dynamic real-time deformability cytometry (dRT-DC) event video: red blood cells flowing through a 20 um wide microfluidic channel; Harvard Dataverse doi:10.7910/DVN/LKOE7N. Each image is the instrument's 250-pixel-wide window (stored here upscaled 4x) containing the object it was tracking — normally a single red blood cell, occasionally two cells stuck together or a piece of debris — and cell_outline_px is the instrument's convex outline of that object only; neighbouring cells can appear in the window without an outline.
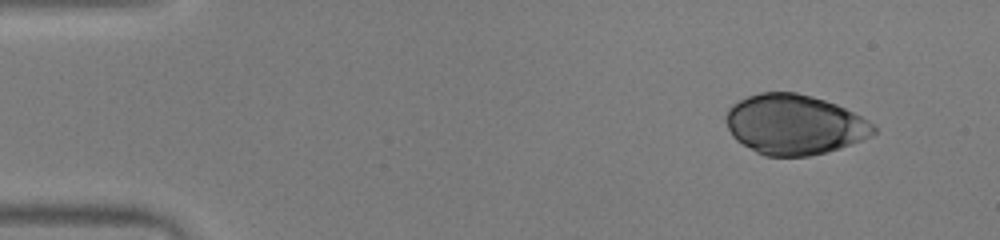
{"species": "human", "species_latin": "Homo sapiens", "temperature_condition": "warm", "stored_images_in_passage": 48, "camera_frame_rate_fps": 3000, "um_per_image_px": 0.085, "donor": {"sex": "male"}, "frame": {"image": 1, "passage_image": 1, "time_ms": 0.0, "image_size_px": [1000, 240], "cell_outline_px": [[876, 132], [872, 136], [840, 148], [828, 152], [808, 156], [764, 156], [756, 152], [736, 140], [732, 136], [724, 120], [724, 116], [728, 108], [732, 104], [748, 96], [760, 92], [796, 92], [812, 96], [836, 104], [876, 124]], "centroid_in_image_um": [67.51, 10.59], "position_along_channel_um": 17.5, "area_um2": 51.85}}
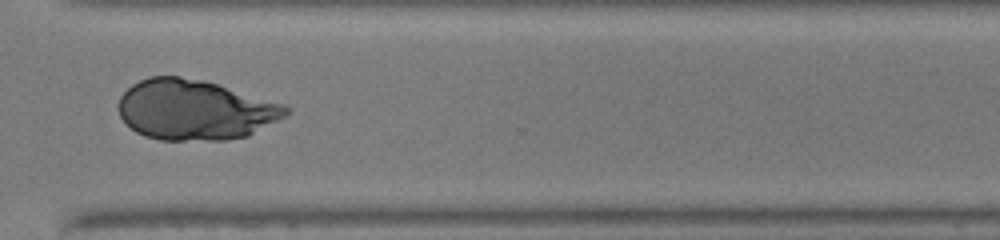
{"frame": {"image": 2, "passage_image": 35, "time_ms": 11.333, "image_size_px": [1000, 240], "cell_outline_px": [[288, 112], [284, 116], [248, 136], [228, 140], [160, 140], [144, 136], [136, 132], [120, 116], [120, 96], [132, 84], [148, 76], [180, 76], [204, 80], [284, 104], [288, 108]], "centroid_in_image_um": [16.55, 9.34], "position_along_channel_um": 354.0, "area_um2": 58.44}}
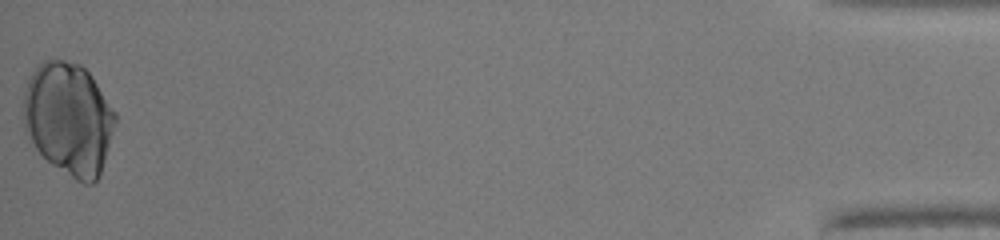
{"frame": {"image": 3, "passage_image": 48, "time_ms": 15.667, "image_size_px": [1000, 240], "cell_outline_px": [[116, 120], [100, 176], [92, 184], [84, 184], [76, 180], [52, 164], [36, 148], [24, 132], [24, 92], [28, 80], [36, 64], [44, 60], [64, 60], [80, 64], [92, 76], [116, 112]], "centroid_in_image_um": [5.84, 10.08], "position_along_channel_um": 429.4, "area_um2": 60.23}}